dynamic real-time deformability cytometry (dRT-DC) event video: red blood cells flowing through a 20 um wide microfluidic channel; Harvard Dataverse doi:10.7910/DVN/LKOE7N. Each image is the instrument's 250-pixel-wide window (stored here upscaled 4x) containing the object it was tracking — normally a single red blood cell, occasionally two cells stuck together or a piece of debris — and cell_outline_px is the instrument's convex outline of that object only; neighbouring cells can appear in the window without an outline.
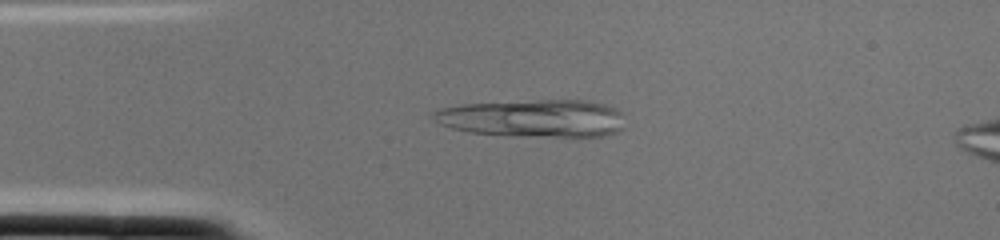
{"species": "common noctule bat (a hibernating species)", "species_latin": "Nyctalus noctula", "temperature_condition": "cold", "stored_images_in_passage": 1, "camera_frame_rate_fps": 3000, "um_per_image_px": 0.085, "animal": {"sex": "female", "body_mass_g": 22.0, "forearm_length_mm": 56.7}, "frame": {"image": 1, "passage_image": 1, "time_ms": 0.0, "image_size_px": [1000, 240], "cell_outline_px": [[624, 128], [616, 132], [604, 136], [508, 136], [468, 132], [452, 128], [440, 124], [432, 120], [432, 112], [440, 108], [464, 104], [540, 100], [588, 100], [604, 104], [616, 108], [624, 112]], "centroid_in_image_um": [45.36, 10.05], "position_along_channel_um": 39.6, "area_um2": 42.43}}